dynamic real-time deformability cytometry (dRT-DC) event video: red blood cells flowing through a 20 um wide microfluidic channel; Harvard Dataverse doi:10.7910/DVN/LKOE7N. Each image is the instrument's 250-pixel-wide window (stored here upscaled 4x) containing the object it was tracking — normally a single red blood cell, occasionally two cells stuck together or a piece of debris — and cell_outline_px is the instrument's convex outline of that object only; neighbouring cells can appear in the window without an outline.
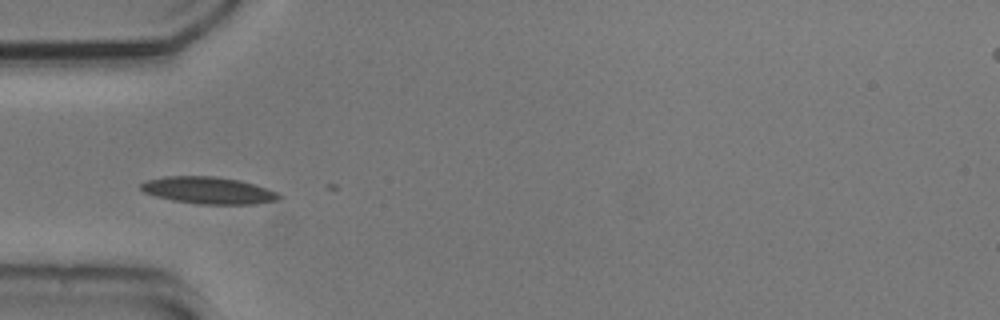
{"species": "common noctule bat (a hibernating species)", "species_latin": "Nyctalus noctula", "temperature_condition": "cold", "stored_images_in_passage": 2, "camera_frame_rate_fps": 3000, "um_per_image_px": 0.085, "animal": {"sex": "male", "body_mass_g": 20.5, "forearm_length_mm": 52.5}, "frame": {"image": 1, "passage_image": 1, "time_ms": 0.0, "image_size_px": [1000, 320], "cell_outline_px": [[284, 196], [280, 200], [256, 204], [200, 204], [172, 200], [156, 196], [144, 192], [140, 188], [140, 184], [148, 180], [164, 176], [216, 176], [240, 180], [276, 192]], "centroid_in_image_um": [17.73, 16.18], "position_along_channel_um": 67.3, "area_um2": 21.68}}